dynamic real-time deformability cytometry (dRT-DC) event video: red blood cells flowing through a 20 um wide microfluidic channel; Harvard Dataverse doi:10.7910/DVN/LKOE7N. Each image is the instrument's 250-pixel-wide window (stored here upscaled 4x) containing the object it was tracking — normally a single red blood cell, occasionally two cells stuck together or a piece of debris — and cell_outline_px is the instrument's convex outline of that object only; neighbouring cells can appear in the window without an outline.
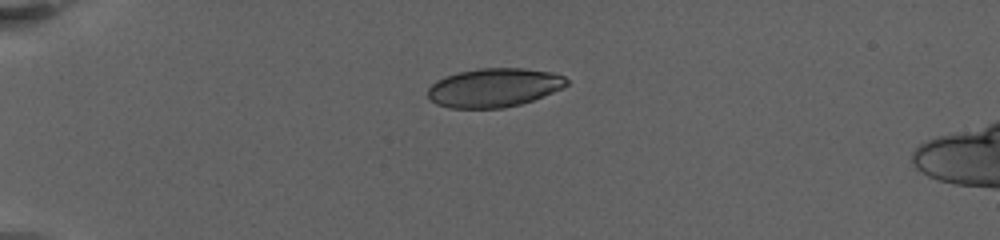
{"species": "human", "species_latin": "Homo sapiens", "temperature_condition": "warm", "stored_images_in_passage": 66, "camera_frame_rate_fps": 3000, "um_per_image_px": 0.085, "donor": {"sex": "female"}, "frame": {"image": 1, "passage_image": 1, "time_ms": 0.0, "image_size_px": [1000, 240], "cell_outline_px": [[568, 84], [552, 92], [532, 100], [520, 104], [504, 108], [452, 108], [436, 104], [428, 96], [428, 88], [436, 80], [444, 76], [460, 72], [480, 68], [524, 68], [552, 72], [564, 76], [568, 80]], "centroid_in_image_um": [41.98, 7.44], "position_along_channel_um": 43.0, "area_um2": 31.27}}
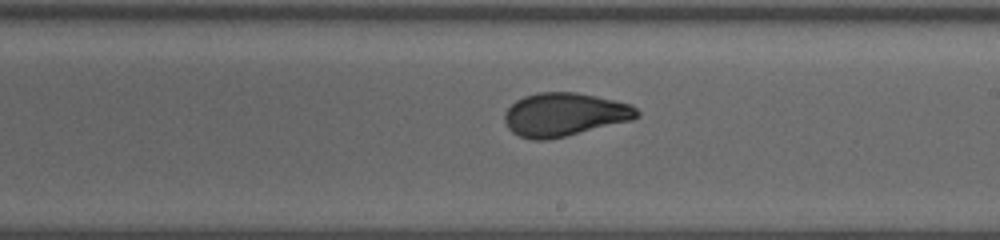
{"frame": {"image": 2, "passage_image": 26, "time_ms": 7.667, "image_size_px": [1000, 240], "cell_outline_px": [[640, 116], [632, 120], [564, 136], [544, 140], [532, 140], [520, 136], [512, 132], [508, 128], [504, 120], [504, 112], [516, 100], [524, 96], [536, 92], [576, 92], [596, 96], [632, 104], [640, 112]], "centroid_in_image_um": [47.97, 9.72], "position_along_channel_um": 241.0, "area_um2": 33.41}}
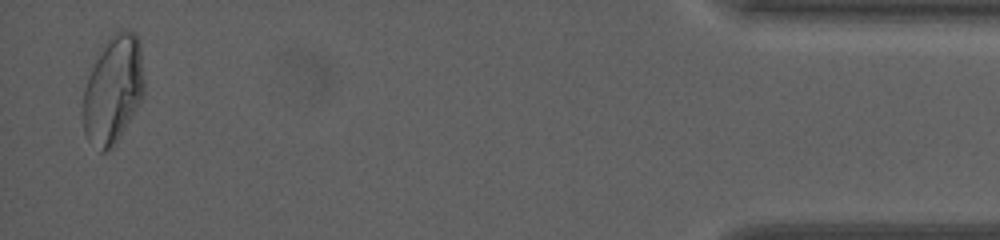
{"frame": {"image": 3, "passage_image": 64, "time_ms": 15.667, "image_size_px": [1000, 240], "cell_outline_px": [[144, 96], [116, 144], [112, 148], [104, 152], [100, 152], [88, 140], [84, 132], [80, 116], [80, 112], [84, 88], [96, 52], [108, 36], [120, 28], [128, 28], [136, 32], [140, 40], [144, 80]], "centroid_in_image_um": [9.59, 7.57], "position_along_channel_um": 425.6, "area_um2": 40.06}, "authors_computed_cell_mechanics": {"area_um2": 33.2639, "velocity_mm_per_s": 3.2, "shape_relaxation_time_tau1_ms": 7.5928, "shape_relaxation_time_tau2_ms": null, "deformation_change_tau1": 0.207, "deformation_change_tau2": null}}